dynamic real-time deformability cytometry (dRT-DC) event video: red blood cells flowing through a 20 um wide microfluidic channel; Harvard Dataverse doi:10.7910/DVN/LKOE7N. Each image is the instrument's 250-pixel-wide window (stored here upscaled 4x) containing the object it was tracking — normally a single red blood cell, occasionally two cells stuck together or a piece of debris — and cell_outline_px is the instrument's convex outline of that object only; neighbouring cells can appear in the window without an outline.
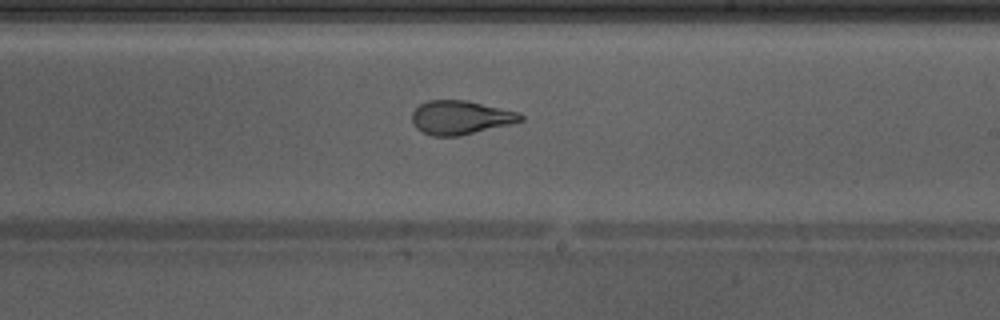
{"species": "Egyptian fruit bat (a non-hibernating species)", "species_latin": "Rousettus aegyptiacus", "temperature_condition": "warm", "stored_images_in_passage": 46, "camera_frame_rate_fps": 3000, "um_per_image_px": 0.085, "animal": {"sex": "male"}, "frame": {"image": 1, "passage_image": 27, "time_ms": 8.667, "image_size_px": [1000, 320], "cell_outline_px": [[524, 120], [460, 136], [432, 136], [416, 128], [412, 120], [412, 112], [420, 104], [428, 100], [464, 100], [520, 112], [524, 116]], "centroid_in_image_um": [39.13, 9.98], "position_along_channel_um": 249.9, "area_um2": 21.21}, "authors_computed_cell_mechanics": {"area_um2": 23.6691, "velocity_mm_per_s": 4.3012, "shape_relaxation_time_tau1_ms": 8.7475, "shape_relaxation_time_tau2_ms": 1.2591, "deformation_change_tau1": 0.2443, "deformation_change_tau2": 0.0972}}